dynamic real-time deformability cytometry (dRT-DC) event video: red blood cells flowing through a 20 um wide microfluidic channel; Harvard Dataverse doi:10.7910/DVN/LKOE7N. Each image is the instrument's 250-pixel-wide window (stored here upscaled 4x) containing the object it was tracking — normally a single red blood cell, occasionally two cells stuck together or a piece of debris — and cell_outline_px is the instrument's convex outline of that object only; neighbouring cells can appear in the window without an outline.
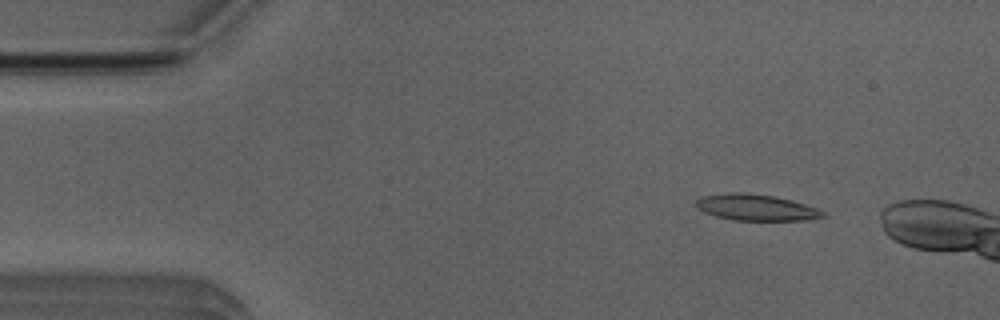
{"species": "Egyptian fruit bat (a non-hibernating species)", "species_latin": "Rousettus aegyptiacus", "temperature_condition": "room temperature", "stored_images_in_passage": 43, "camera_frame_rate_fps": 3000, "um_per_image_px": 0.085, "animal": {"sex": "male"}, "frame": {"image": 1, "passage_image": 5, "time_ms": 1.333, "image_size_px": [1000, 320], "cell_outline_px": [[824, 216], [804, 220], [736, 220], [716, 216], [704, 212], [696, 208], [696, 200], [700, 196], [732, 192], [744, 192], [776, 196], [792, 200], [816, 208], [824, 212]], "centroid_in_image_um": [64.21, 17.62], "position_along_channel_um": 20.8, "area_um2": 19.31}}
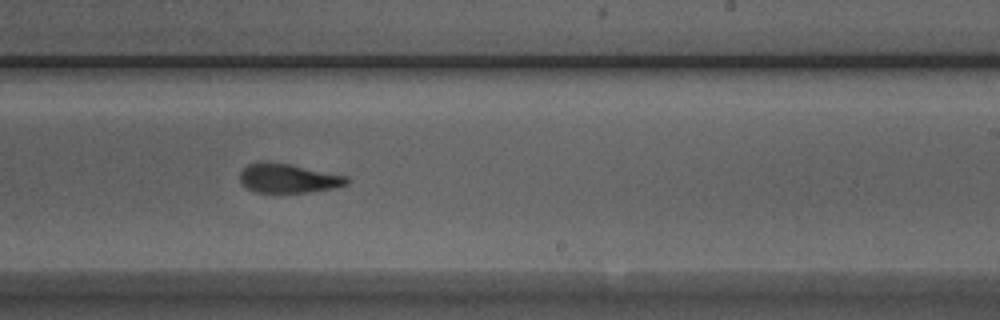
{"frame": {"image": 2, "passage_image": 29, "time_ms": 9.333, "image_size_px": [1000, 320], "cell_outline_px": [[348, 184], [336, 188], [308, 192], [256, 192], [240, 184], [240, 172], [248, 164], [268, 160], [292, 164], [348, 176]], "centroid_in_image_um": [24.5, 15.14], "position_along_channel_um": 264.5, "area_um2": 18.44}}
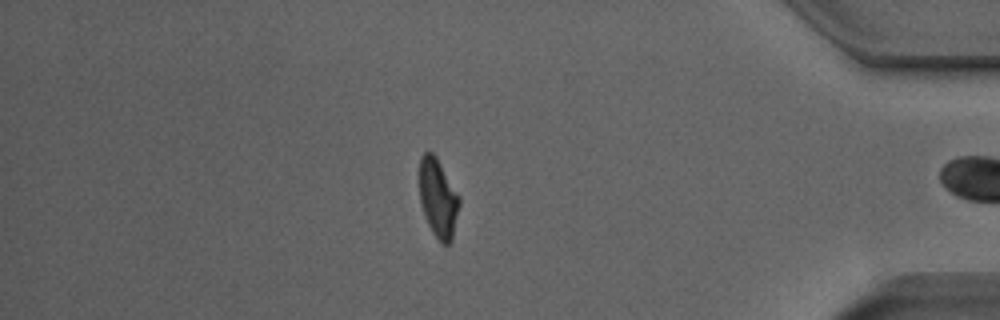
{"frame": {"image": 3, "passage_image": 42, "time_ms": 13.667, "image_size_px": [1000, 320], "cell_outline_px": [[460, 204], [452, 240], [448, 244], [440, 244], [432, 232], [424, 216], [420, 200], [420, 156], [424, 152], [432, 152], [436, 156], [460, 196]], "centroid_in_image_um": [37.25, 16.86], "position_along_channel_um": 398.0, "area_um2": 18.44}, "authors_computed_cell_mechanics": {"area_um2": 19.1896, "velocity_mm_per_s": 4.0098, "shape_relaxation_time_tau1_ms": 8.1095, "shape_relaxation_time_tau2_ms": 0.5294, "deformation_change_tau1": 0.2665, "deformation_change_tau2": 0.0686}}